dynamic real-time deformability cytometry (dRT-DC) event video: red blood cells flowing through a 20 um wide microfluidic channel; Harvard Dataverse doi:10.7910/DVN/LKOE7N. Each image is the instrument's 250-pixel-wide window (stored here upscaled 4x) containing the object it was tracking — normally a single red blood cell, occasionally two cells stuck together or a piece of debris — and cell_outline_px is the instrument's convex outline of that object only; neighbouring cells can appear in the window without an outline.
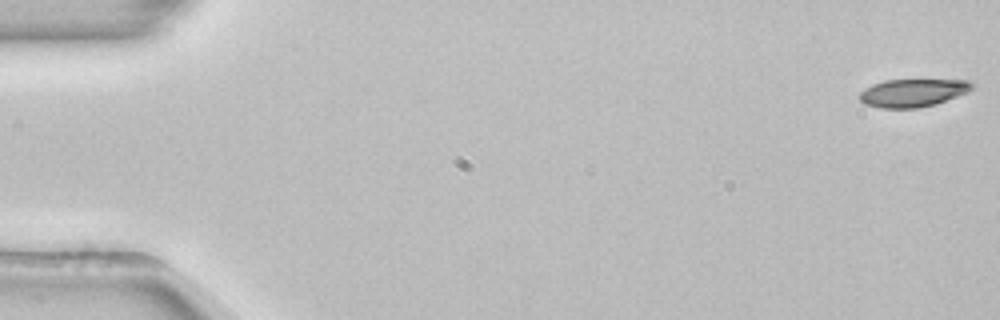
{"species": "common noctule bat (a hibernating species)", "species_latin": "Nyctalus noctula", "temperature_condition": "room temperature", "stored_images_in_passage": 11, "camera_frame_rate_fps": 3000, "um_per_image_px": 0.085, "animal": {"sex": "female", "body_mass_g": 22.7, "forearm_length_mm": 54.2}, "frame": {"image": 1, "passage_image": 1, "time_ms": 0.0, "image_size_px": [1000, 320], "cell_outline_px": [[976, 84], [968, 92], [936, 104], [916, 108], [880, 108], [864, 104], [860, 100], [860, 92], [864, 88], [872, 84], [884, 80], [968, 80]], "centroid_in_image_um": [77.58, 7.89], "position_along_channel_um": 7.4, "area_um2": 18.38}}